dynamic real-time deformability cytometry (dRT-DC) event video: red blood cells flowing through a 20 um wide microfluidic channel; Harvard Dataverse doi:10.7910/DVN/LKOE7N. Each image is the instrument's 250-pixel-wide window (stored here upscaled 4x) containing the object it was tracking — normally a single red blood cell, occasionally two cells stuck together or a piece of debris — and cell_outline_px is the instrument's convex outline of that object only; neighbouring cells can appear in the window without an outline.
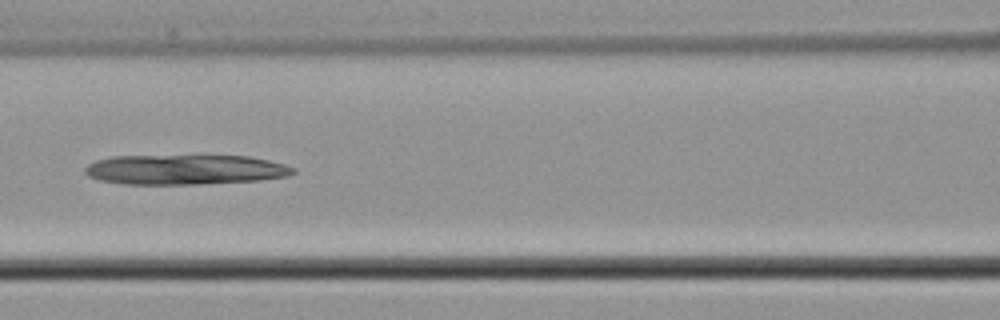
{"species": "common noctule bat (a hibernating species)", "species_latin": "Nyctalus noctula", "temperature_condition": "cold", "stored_images_in_passage": 48, "camera_frame_rate_fps": 3000, "um_per_image_px": 0.085, "animal": {"sex": "male", "body_mass_g": 21.5, "forearm_length_mm": 52.0}, "frame": {"image": 1, "passage_image": 18, "time_ms": 5.667, "image_size_px": [1000, 320], "cell_outline_px": [[296, 172], [288, 176], [260, 180], [196, 184], [124, 184], [100, 180], [88, 176], [84, 172], [84, 168], [88, 164], [96, 160], [112, 156], [248, 156], [268, 160], [284, 164], [296, 168]], "centroid_in_image_um": [15.72, 14.42], "position_along_channel_um": 150.9, "area_um2": 36.3}}
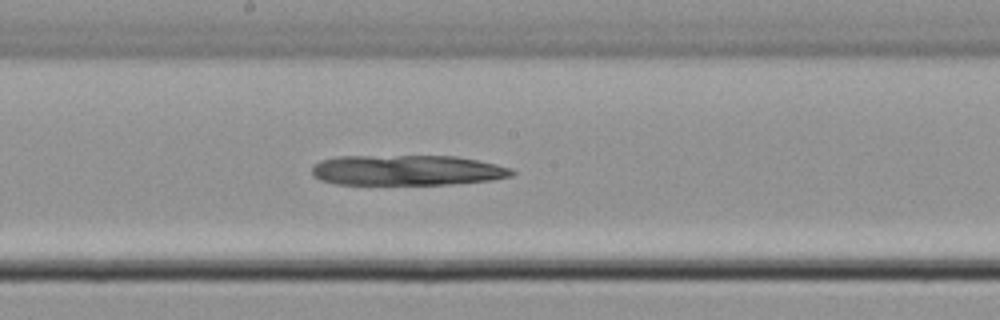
{"frame": {"image": 2, "passage_image": 23, "time_ms": 7.333, "image_size_px": [1000, 320], "cell_outline_px": [[516, 172], [512, 176], [492, 180], [452, 184], [336, 184], [320, 180], [312, 176], [312, 168], [320, 160], [336, 156], [456, 156], [496, 164], [512, 168]], "centroid_in_image_um": [34.6, 14.47], "position_along_channel_um": 213.6, "area_um2": 35.55}}
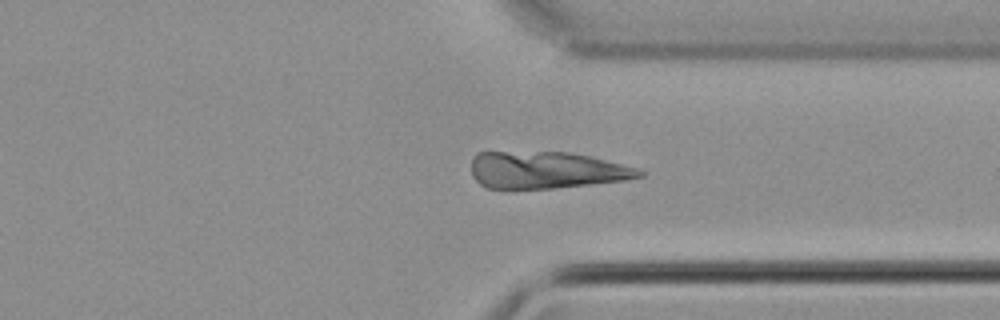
{"frame": {"image": 3, "passage_image": 35, "time_ms": 11.333, "image_size_px": [1000, 320], "cell_outline_px": [[644, 176], [624, 180], [556, 188], [484, 188], [472, 176], [472, 156], [476, 152], [568, 152], [588, 156], [640, 168], [644, 172]], "centroid_in_image_um": [46.42, 14.45], "position_along_channel_um": 365.0, "area_um2": 36.18}}